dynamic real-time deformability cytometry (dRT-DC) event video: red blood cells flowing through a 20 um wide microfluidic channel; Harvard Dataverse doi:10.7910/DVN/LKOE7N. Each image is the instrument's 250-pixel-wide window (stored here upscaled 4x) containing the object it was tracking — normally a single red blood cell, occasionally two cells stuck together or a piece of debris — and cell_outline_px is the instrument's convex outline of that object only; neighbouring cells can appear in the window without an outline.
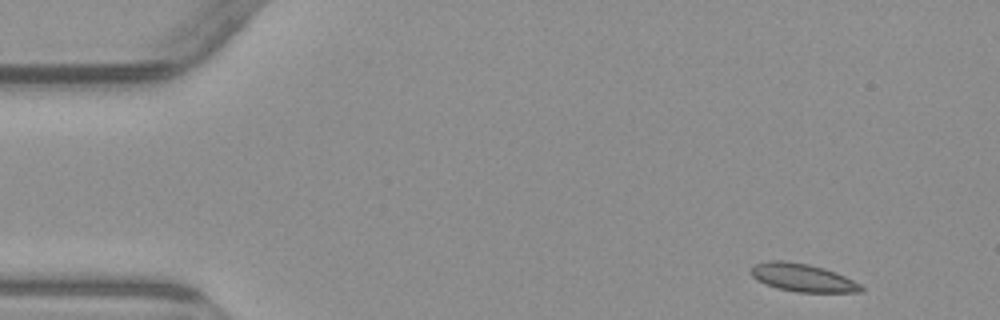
{"species": "common noctule bat (a hibernating species)", "species_latin": "Nyctalus noctula", "temperature_condition": "warm", "stored_images_in_passage": 5, "camera_frame_rate_fps": 3000, "um_per_image_px": 0.085, "animal": {"sex": "male", "body_mass_g": 23.1, "forearm_length_mm": 52.7}, "frame": {"image": 1, "passage_image": 1, "time_ms": 0.0, "image_size_px": [1000, 320], "cell_outline_px": [[864, 288], [860, 292], [796, 292], [776, 288], [764, 284], [752, 276], [752, 264], [768, 260], [784, 260], [808, 264], [824, 268], [836, 272], [860, 284]], "centroid_in_image_um": [68.19, 23.59], "position_along_channel_um": 16.8, "area_um2": 17.98}}
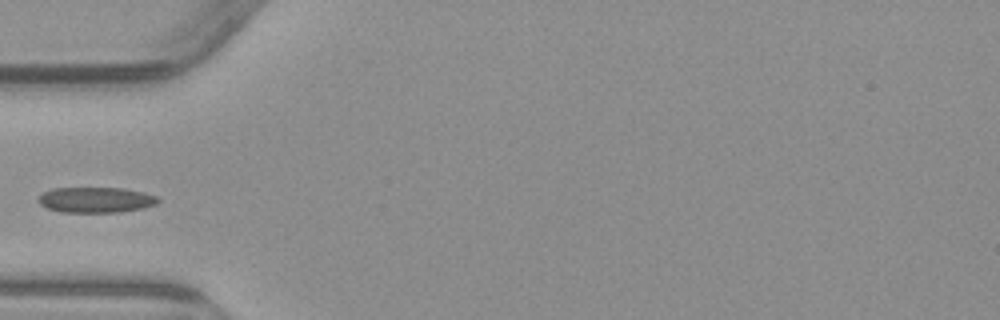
{"frame": {"image": 2, "passage_image": 4, "time_ms": 4.333, "image_size_px": [1000, 320], "cell_outline_px": [[160, 200], [156, 204], [144, 208], [120, 212], [60, 212], [48, 208], [40, 204], [36, 200], [36, 196], [52, 188], [124, 188], [144, 192], [156, 196]], "centroid_in_image_um": [8.12, 16.98], "position_along_channel_um": 76.9, "area_um2": 17.98}}
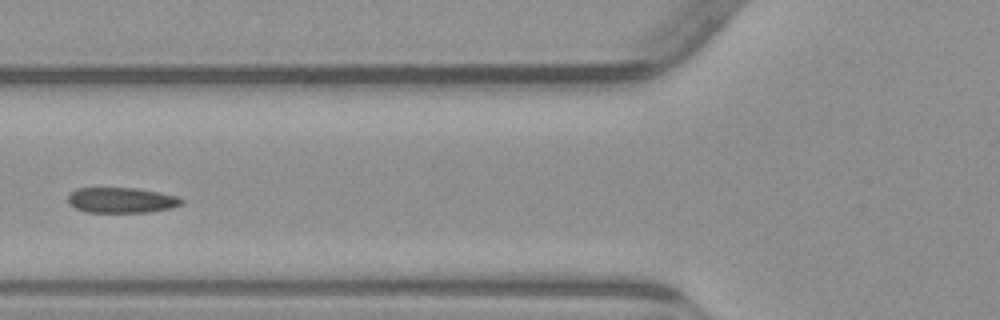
{"frame": {"image": 3, "passage_image": 5, "time_ms": 5.333, "image_size_px": [1000, 320], "cell_outline_px": [[184, 204], [172, 208], [148, 212], [88, 212], [76, 208], [68, 204], [68, 192], [76, 188], [136, 188], [180, 196], [184, 200]], "centroid_in_image_um": [10.34, 17.01], "position_along_channel_um": 115.5, "area_um2": 17.05}}